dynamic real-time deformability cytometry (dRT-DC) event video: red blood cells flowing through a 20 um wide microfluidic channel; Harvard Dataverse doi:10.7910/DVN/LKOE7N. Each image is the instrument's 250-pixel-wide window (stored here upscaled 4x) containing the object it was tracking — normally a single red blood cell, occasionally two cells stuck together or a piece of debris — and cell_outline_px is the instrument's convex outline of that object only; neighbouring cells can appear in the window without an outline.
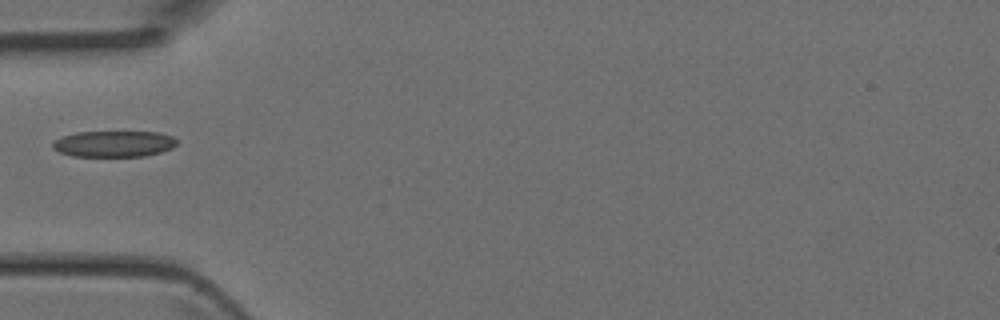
{"species": "Egyptian fruit bat (a non-hibernating species)", "species_latin": "Rousettus aegyptiacus", "temperature_condition": "room temperature", "stored_images_in_passage": 4, "segment_of_instrument_passage": [2, 2], "camera_frame_rate_fps": 3000, "um_per_image_px": 0.085, "animal": {"sex": "female"}, "frame": {"image": 1, "passage_image": 4, "time_ms": 1.0, "image_size_px": [1000, 320], "cell_outline_px": [[176, 144], [172, 148], [160, 152], [144, 156], [72, 156], [60, 152], [52, 148], [52, 140], [60, 136], [76, 132], [160, 132], [172, 136], [176, 140]], "centroid_in_image_um": [9.63, 12.22], "position_along_channel_um": 75.4, "area_um2": 19.02}}